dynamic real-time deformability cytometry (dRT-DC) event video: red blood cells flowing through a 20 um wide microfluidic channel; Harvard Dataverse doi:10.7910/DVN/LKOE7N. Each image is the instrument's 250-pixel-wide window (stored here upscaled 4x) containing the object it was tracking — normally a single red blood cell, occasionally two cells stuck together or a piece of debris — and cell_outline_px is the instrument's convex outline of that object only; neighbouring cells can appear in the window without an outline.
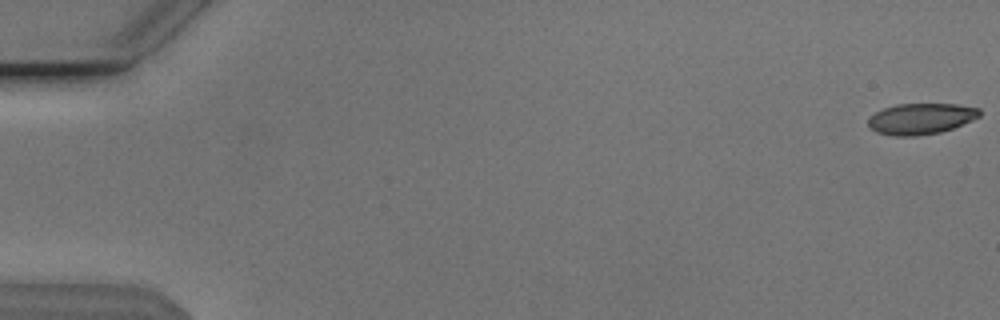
{"species": "Egyptian fruit bat (a non-hibernating species)", "species_latin": "Rousettus aegyptiacus", "temperature_condition": "cold", "stored_images_in_passage": 52, "camera_frame_rate_fps": 3000, "um_per_image_px": 0.085, "animal": {"sex": "male"}, "frame": {"image": 1, "passage_image": 1, "time_ms": 0.0, "image_size_px": [1000, 320], "cell_outline_px": [[980, 116], [972, 120], [952, 128], [940, 132], [916, 136], [892, 136], [876, 132], [868, 124], [868, 120], [876, 112], [884, 108], [896, 104], [956, 104], [980, 108]], "centroid_in_image_um": [78.28, 10.09], "position_along_channel_um": 6.7, "area_um2": 20.0}}
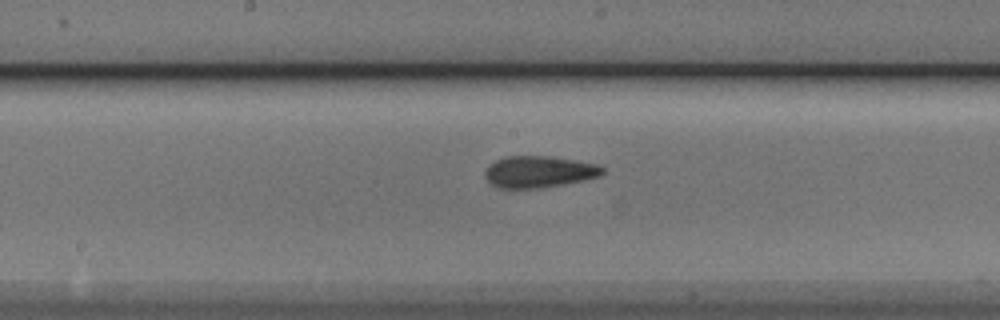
{"frame": {"image": 2, "passage_image": 29, "time_ms": 9.333, "image_size_px": [1000, 320], "cell_outline_px": [[604, 172], [600, 176], [584, 180], [564, 184], [540, 188], [496, 188], [484, 176], [484, 172], [488, 164], [504, 156], [548, 156], [576, 160], [596, 164], [604, 168]], "centroid_in_image_um": [45.78, 14.6], "position_along_channel_um": 202.4, "area_um2": 21.79}}
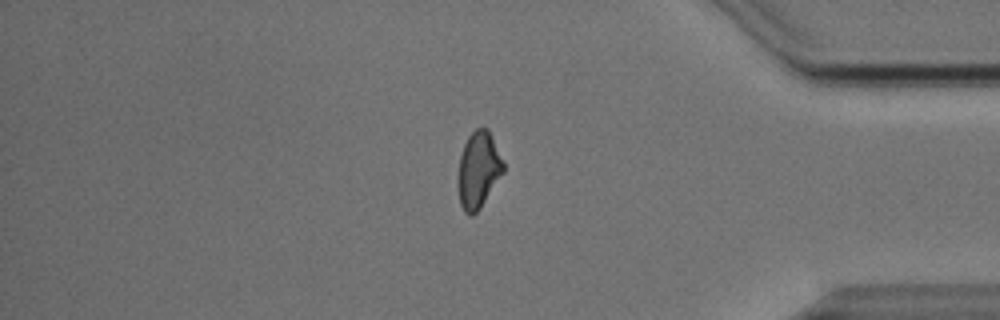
{"frame": {"image": 3, "passage_image": 46, "time_ms": 15.0, "image_size_px": [1000, 320], "cell_outline_px": [[504, 172], [480, 208], [472, 216], [468, 216], [464, 212], [460, 204], [456, 180], [456, 176], [460, 156], [464, 144], [468, 136], [476, 128], [488, 128], [504, 164]], "centroid_in_image_um": [40.63, 14.47], "position_along_channel_um": 394.6, "area_um2": 20.4}}